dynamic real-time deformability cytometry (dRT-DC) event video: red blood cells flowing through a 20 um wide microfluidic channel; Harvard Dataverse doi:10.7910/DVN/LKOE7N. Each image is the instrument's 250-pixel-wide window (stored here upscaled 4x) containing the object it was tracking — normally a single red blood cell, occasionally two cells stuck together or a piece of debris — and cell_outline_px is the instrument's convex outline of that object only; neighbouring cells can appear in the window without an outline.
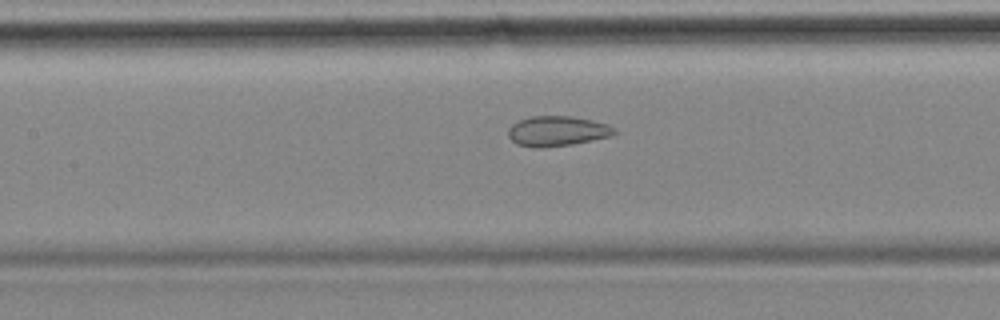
{"species": "common noctule bat (a hibernating species)", "species_latin": "Nyctalus noctula", "temperature_condition": "cold", "stored_images_in_passage": 50, "camera_frame_rate_fps": 3000, "um_per_image_px": 0.085, "animal": {"sex": "female", "body_mass_g": 18.4}, "frame": {"image": 1, "passage_image": 25, "time_ms": 8.0, "image_size_px": [1000, 320], "cell_outline_px": [[616, 132], [612, 136], [572, 144], [544, 148], [532, 148], [516, 144], [508, 136], [508, 128], [512, 124], [520, 120], [532, 116], [572, 116], [592, 120], [608, 124], [616, 128]], "centroid_in_image_um": [47.36, 11.15], "position_along_channel_um": 160.0, "area_um2": 18.79}}
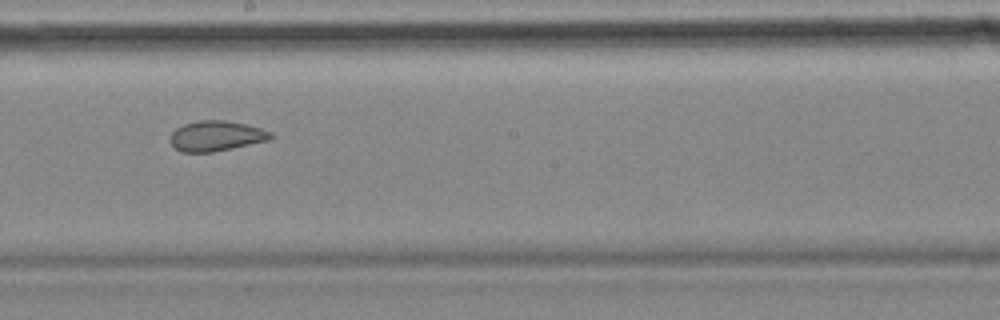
{"frame": {"image": 2, "passage_image": 31, "time_ms": 10.0, "image_size_px": [1000, 320], "cell_outline_px": [[276, 136], [272, 140], [212, 152], [180, 152], [168, 140], [172, 132], [176, 128], [184, 124], [200, 120], [224, 120], [244, 124], [260, 128], [272, 132]], "centroid_in_image_um": [18.4, 11.56], "position_along_channel_um": 229.8, "area_um2": 17.86}}
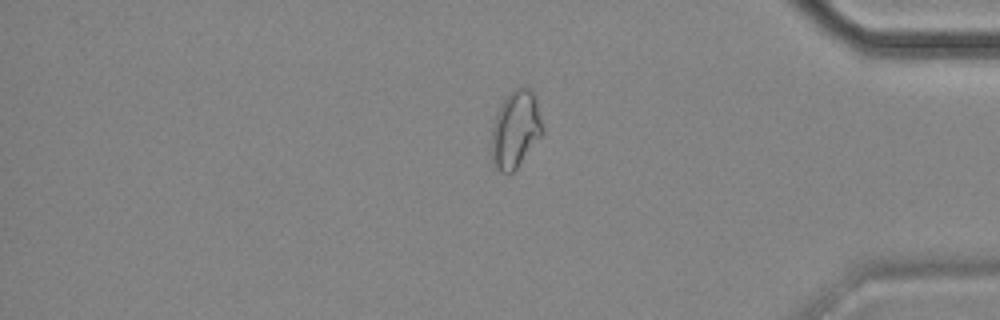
{"frame": {"image": 3, "passage_image": 47, "time_ms": 15.333, "image_size_px": [1000, 320], "cell_outline_px": [[544, 132], [516, 168], [512, 172], [500, 172], [496, 168], [492, 160], [492, 124], [500, 104], [516, 88], [528, 88], [536, 96], [544, 128]], "centroid_in_image_um": [43.83, 10.99], "position_along_channel_um": 391.4, "area_um2": 22.72}, "authors_computed_cell_mechanics": {"area_um2": 20.8947, "velocity_mm_per_s": 3.5141, "shape_relaxation_time_tau1_ms": null, "shape_relaxation_time_tau2_ms": 1.8087, "deformation_change_tau1": null, "deformation_change_tau2": 0.0792}}